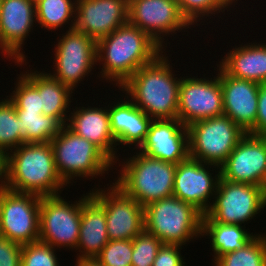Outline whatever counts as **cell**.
I'll return each instance as SVG.
<instances>
[{
    "instance_id": "cell-21",
    "label": "cell",
    "mask_w": 266,
    "mask_h": 266,
    "mask_svg": "<svg viewBox=\"0 0 266 266\" xmlns=\"http://www.w3.org/2000/svg\"><path fill=\"white\" fill-rule=\"evenodd\" d=\"M69 113L67 126L77 135L96 145L116 166L119 159L116 140L112 135L108 106L76 107ZM115 147V148H114Z\"/></svg>"
},
{
    "instance_id": "cell-16",
    "label": "cell",
    "mask_w": 266,
    "mask_h": 266,
    "mask_svg": "<svg viewBox=\"0 0 266 266\" xmlns=\"http://www.w3.org/2000/svg\"><path fill=\"white\" fill-rule=\"evenodd\" d=\"M220 177L219 166L188 157L176 164L173 196L205 214L212 205Z\"/></svg>"
},
{
    "instance_id": "cell-23",
    "label": "cell",
    "mask_w": 266,
    "mask_h": 266,
    "mask_svg": "<svg viewBox=\"0 0 266 266\" xmlns=\"http://www.w3.org/2000/svg\"><path fill=\"white\" fill-rule=\"evenodd\" d=\"M82 194L79 238L75 252L77 259H94L110 241L107 235L104 208L91 196Z\"/></svg>"
},
{
    "instance_id": "cell-13",
    "label": "cell",
    "mask_w": 266,
    "mask_h": 266,
    "mask_svg": "<svg viewBox=\"0 0 266 266\" xmlns=\"http://www.w3.org/2000/svg\"><path fill=\"white\" fill-rule=\"evenodd\" d=\"M94 186L90 194L105 210L109 240H133L145 229L144 207L134 198L113 183L107 188Z\"/></svg>"
},
{
    "instance_id": "cell-8",
    "label": "cell",
    "mask_w": 266,
    "mask_h": 266,
    "mask_svg": "<svg viewBox=\"0 0 266 266\" xmlns=\"http://www.w3.org/2000/svg\"><path fill=\"white\" fill-rule=\"evenodd\" d=\"M266 207L260 186L231 182L220 177L211 207L202 222L241 225L254 219Z\"/></svg>"
},
{
    "instance_id": "cell-9",
    "label": "cell",
    "mask_w": 266,
    "mask_h": 266,
    "mask_svg": "<svg viewBox=\"0 0 266 266\" xmlns=\"http://www.w3.org/2000/svg\"><path fill=\"white\" fill-rule=\"evenodd\" d=\"M60 35L52 57L55 70L49 74L74 92L97 65V41L74 29Z\"/></svg>"
},
{
    "instance_id": "cell-15",
    "label": "cell",
    "mask_w": 266,
    "mask_h": 266,
    "mask_svg": "<svg viewBox=\"0 0 266 266\" xmlns=\"http://www.w3.org/2000/svg\"><path fill=\"white\" fill-rule=\"evenodd\" d=\"M34 25H36V13L35 3L32 0L1 1L0 53L4 58H11L15 61V65L23 67L25 63L27 66L23 45L30 35L29 32L35 28Z\"/></svg>"
},
{
    "instance_id": "cell-38",
    "label": "cell",
    "mask_w": 266,
    "mask_h": 266,
    "mask_svg": "<svg viewBox=\"0 0 266 266\" xmlns=\"http://www.w3.org/2000/svg\"><path fill=\"white\" fill-rule=\"evenodd\" d=\"M256 135L266 136V83L259 87Z\"/></svg>"
},
{
    "instance_id": "cell-20",
    "label": "cell",
    "mask_w": 266,
    "mask_h": 266,
    "mask_svg": "<svg viewBox=\"0 0 266 266\" xmlns=\"http://www.w3.org/2000/svg\"><path fill=\"white\" fill-rule=\"evenodd\" d=\"M224 115L246 133L256 135V116L260 84L228 75L220 67Z\"/></svg>"
},
{
    "instance_id": "cell-37",
    "label": "cell",
    "mask_w": 266,
    "mask_h": 266,
    "mask_svg": "<svg viewBox=\"0 0 266 266\" xmlns=\"http://www.w3.org/2000/svg\"><path fill=\"white\" fill-rule=\"evenodd\" d=\"M22 245L0 236V266H21Z\"/></svg>"
},
{
    "instance_id": "cell-32",
    "label": "cell",
    "mask_w": 266,
    "mask_h": 266,
    "mask_svg": "<svg viewBox=\"0 0 266 266\" xmlns=\"http://www.w3.org/2000/svg\"><path fill=\"white\" fill-rule=\"evenodd\" d=\"M15 87L9 96H6L16 110L42 112L41 95L38 90L20 73L17 75Z\"/></svg>"
},
{
    "instance_id": "cell-4",
    "label": "cell",
    "mask_w": 266,
    "mask_h": 266,
    "mask_svg": "<svg viewBox=\"0 0 266 266\" xmlns=\"http://www.w3.org/2000/svg\"><path fill=\"white\" fill-rule=\"evenodd\" d=\"M135 154V155H134ZM124 162L118 179L112 182L124 194L146 205L173 195L176 164L152 158L136 151Z\"/></svg>"
},
{
    "instance_id": "cell-34",
    "label": "cell",
    "mask_w": 266,
    "mask_h": 266,
    "mask_svg": "<svg viewBox=\"0 0 266 266\" xmlns=\"http://www.w3.org/2000/svg\"><path fill=\"white\" fill-rule=\"evenodd\" d=\"M56 248L40 240L22 245L21 266H61Z\"/></svg>"
},
{
    "instance_id": "cell-27",
    "label": "cell",
    "mask_w": 266,
    "mask_h": 266,
    "mask_svg": "<svg viewBox=\"0 0 266 266\" xmlns=\"http://www.w3.org/2000/svg\"><path fill=\"white\" fill-rule=\"evenodd\" d=\"M76 0H39L35 3L36 23L44 30L63 29L70 25L68 31L74 28ZM71 20V21H70Z\"/></svg>"
},
{
    "instance_id": "cell-3",
    "label": "cell",
    "mask_w": 266,
    "mask_h": 266,
    "mask_svg": "<svg viewBox=\"0 0 266 266\" xmlns=\"http://www.w3.org/2000/svg\"><path fill=\"white\" fill-rule=\"evenodd\" d=\"M66 186L57 173L50 142L23 143L8 153L7 189L47 197L61 194Z\"/></svg>"
},
{
    "instance_id": "cell-24",
    "label": "cell",
    "mask_w": 266,
    "mask_h": 266,
    "mask_svg": "<svg viewBox=\"0 0 266 266\" xmlns=\"http://www.w3.org/2000/svg\"><path fill=\"white\" fill-rule=\"evenodd\" d=\"M235 47V48H234ZM218 64L228 75L258 84L266 83V44L246 43L233 46Z\"/></svg>"
},
{
    "instance_id": "cell-26",
    "label": "cell",
    "mask_w": 266,
    "mask_h": 266,
    "mask_svg": "<svg viewBox=\"0 0 266 266\" xmlns=\"http://www.w3.org/2000/svg\"><path fill=\"white\" fill-rule=\"evenodd\" d=\"M245 228V225L202 222L201 236H207L210 239V246L214 252L212 263L221 255L242 248L257 235Z\"/></svg>"
},
{
    "instance_id": "cell-31",
    "label": "cell",
    "mask_w": 266,
    "mask_h": 266,
    "mask_svg": "<svg viewBox=\"0 0 266 266\" xmlns=\"http://www.w3.org/2000/svg\"><path fill=\"white\" fill-rule=\"evenodd\" d=\"M237 1V2H236ZM181 14L187 19V21L192 25H200L197 22H205V18L215 17L216 14L219 15L225 12V10L230 11V7L233 8L237 5L238 0H177ZM235 3V4H234ZM233 5V6H231ZM229 10H228V9ZM206 16V17H205Z\"/></svg>"
},
{
    "instance_id": "cell-33",
    "label": "cell",
    "mask_w": 266,
    "mask_h": 266,
    "mask_svg": "<svg viewBox=\"0 0 266 266\" xmlns=\"http://www.w3.org/2000/svg\"><path fill=\"white\" fill-rule=\"evenodd\" d=\"M162 242L145 229L133 239L131 266H152Z\"/></svg>"
},
{
    "instance_id": "cell-40",
    "label": "cell",
    "mask_w": 266,
    "mask_h": 266,
    "mask_svg": "<svg viewBox=\"0 0 266 266\" xmlns=\"http://www.w3.org/2000/svg\"><path fill=\"white\" fill-rule=\"evenodd\" d=\"M74 266H102L95 258L94 259H76Z\"/></svg>"
},
{
    "instance_id": "cell-1",
    "label": "cell",
    "mask_w": 266,
    "mask_h": 266,
    "mask_svg": "<svg viewBox=\"0 0 266 266\" xmlns=\"http://www.w3.org/2000/svg\"><path fill=\"white\" fill-rule=\"evenodd\" d=\"M163 51L144 31L125 23L97 41V63L102 65L97 77L120 88Z\"/></svg>"
},
{
    "instance_id": "cell-6",
    "label": "cell",
    "mask_w": 266,
    "mask_h": 266,
    "mask_svg": "<svg viewBox=\"0 0 266 266\" xmlns=\"http://www.w3.org/2000/svg\"><path fill=\"white\" fill-rule=\"evenodd\" d=\"M203 215L192 204L172 195L144 207L145 230L163 244L186 246L187 242L202 238Z\"/></svg>"
},
{
    "instance_id": "cell-36",
    "label": "cell",
    "mask_w": 266,
    "mask_h": 266,
    "mask_svg": "<svg viewBox=\"0 0 266 266\" xmlns=\"http://www.w3.org/2000/svg\"><path fill=\"white\" fill-rule=\"evenodd\" d=\"M183 245L162 244L159 248L152 266H187L182 257L181 250Z\"/></svg>"
},
{
    "instance_id": "cell-10",
    "label": "cell",
    "mask_w": 266,
    "mask_h": 266,
    "mask_svg": "<svg viewBox=\"0 0 266 266\" xmlns=\"http://www.w3.org/2000/svg\"><path fill=\"white\" fill-rule=\"evenodd\" d=\"M61 194L41 197L39 240L53 248L76 249L81 221L82 195L73 203Z\"/></svg>"
},
{
    "instance_id": "cell-11",
    "label": "cell",
    "mask_w": 266,
    "mask_h": 266,
    "mask_svg": "<svg viewBox=\"0 0 266 266\" xmlns=\"http://www.w3.org/2000/svg\"><path fill=\"white\" fill-rule=\"evenodd\" d=\"M128 22L144 31L163 50L168 44L165 37L168 40L170 34L183 29L187 32L192 26L181 14L177 0H128Z\"/></svg>"
},
{
    "instance_id": "cell-25",
    "label": "cell",
    "mask_w": 266,
    "mask_h": 266,
    "mask_svg": "<svg viewBox=\"0 0 266 266\" xmlns=\"http://www.w3.org/2000/svg\"><path fill=\"white\" fill-rule=\"evenodd\" d=\"M21 74L41 95L42 113L57 118L63 125H67L69 119L68 112L71 111L69 109L71 108L73 91L68 86L54 79L45 70L40 72L30 68V70L21 71Z\"/></svg>"
},
{
    "instance_id": "cell-7",
    "label": "cell",
    "mask_w": 266,
    "mask_h": 266,
    "mask_svg": "<svg viewBox=\"0 0 266 266\" xmlns=\"http://www.w3.org/2000/svg\"><path fill=\"white\" fill-rule=\"evenodd\" d=\"M187 128L189 157L219 167L246 134L226 115L199 120Z\"/></svg>"
},
{
    "instance_id": "cell-30",
    "label": "cell",
    "mask_w": 266,
    "mask_h": 266,
    "mask_svg": "<svg viewBox=\"0 0 266 266\" xmlns=\"http://www.w3.org/2000/svg\"><path fill=\"white\" fill-rule=\"evenodd\" d=\"M23 144V132L14 104L6 97L0 100V148L7 153Z\"/></svg>"
},
{
    "instance_id": "cell-22",
    "label": "cell",
    "mask_w": 266,
    "mask_h": 266,
    "mask_svg": "<svg viewBox=\"0 0 266 266\" xmlns=\"http://www.w3.org/2000/svg\"><path fill=\"white\" fill-rule=\"evenodd\" d=\"M108 105L112 135L116 144L137 150L144 142L153 119L138 108L126 95ZM114 104V105H113ZM113 105V106H112Z\"/></svg>"
},
{
    "instance_id": "cell-28",
    "label": "cell",
    "mask_w": 266,
    "mask_h": 266,
    "mask_svg": "<svg viewBox=\"0 0 266 266\" xmlns=\"http://www.w3.org/2000/svg\"><path fill=\"white\" fill-rule=\"evenodd\" d=\"M20 119L23 143L50 142L63 128V124L52 116L42 112L16 110Z\"/></svg>"
},
{
    "instance_id": "cell-14",
    "label": "cell",
    "mask_w": 266,
    "mask_h": 266,
    "mask_svg": "<svg viewBox=\"0 0 266 266\" xmlns=\"http://www.w3.org/2000/svg\"><path fill=\"white\" fill-rule=\"evenodd\" d=\"M212 78L182 77L179 87L177 118L185 125L224 115L223 96L220 84V66Z\"/></svg>"
},
{
    "instance_id": "cell-18",
    "label": "cell",
    "mask_w": 266,
    "mask_h": 266,
    "mask_svg": "<svg viewBox=\"0 0 266 266\" xmlns=\"http://www.w3.org/2000/svg\"><path fill=\"white\" fill-rule=\"evenodd\" d=\"M128 23V0H76L74 30L98 41Z\"/></svg>"
},
{
    "instance_id": "cell-35",
    "label": "cell",
    "mask_w": 266,
    "mask_h": 266,
    "mask_svg": "<svg viewBox=\"0 0 266 266\" xmlns=\"http://www.w3.org/2000/svg\"><path fill=\"white\" fill-rule=\"evenodd\" d=\"M133 240H110L95 258L102 266H131Z\"/></svg>"
},
{
    "instance_id": "cell-19",
    "label": "cell",
    "mask_w": 266,
    "mask_h": 266,
    "mask_svg": "<svg viewBox=\"0 0 266 266\" xmlns=\"http://www.w3.org/2000/svg\"><path fill=\"white\" fill-rule=\"evenodd\" d=\"M137 151L178 164L189 157L188 128L178 118L153 119L146 138Z\"/></svg>"
},
{
    "instance_id": "cell-17",
    "label": "cell",
    "mask_w": 266,
    "mask_h": 266,
    "mask_svg": "<svg viewBox=\"0 0 266 266\" xmlns=\"http://www.w3.org/2000/svg\"><path fill=\"white\" fill-rule=\"evenodd\" d=\"M266 173V136L246 133L220 166L222 179L261 186Z\"/></svg>"
},
{
    "instance_id": "cell-5",
    "label": "cell",
    "mask_w": 266,
    "mask_h": 266,
    "mask_svg": "<svg viewBox=\"0 0 266 266\" xmlns=\"http://www.w3.org/2000/svg\"><path fill=\"white\" fill-rule=\"evenodd\" d=\"M58 175L67 185L74 178L94 179L116 169L114 163L92 142L73 132L67 125L50 141ZM110 169V170H109ZM101 174V175H100Z\"/></svg>"
},
{
    "instance_id": "cell-12",
    "label": "cell",
    "mask_w": 266,
    "mask_h": 266,
    "mask_svg": "<svg viewBox=\"0 0 266 266\" xmlns=\"http://www.w3.org/2000/svg\"><path fill=\"white\" fill-rule=\"evenodd\" d=\"M41 197L0 190V236L20 245L39 240Z\"/></svg>"
},
{
    "instance_id": "cell-41",
    "label": "cell",
    "mask_w": 266,
    "mask_h": 266,
    "mask_svg": "<svg viewBox=\"0 0 266 266\" xmlns=\"http://www.w3.org/2000/svg\"><path fill=\"white\" fill-rule=\"evenodd\" d=\"M260 187H261V189H262V191H263V194H264V196H265V198H266V173H265V176H264V178H263V181H262Z\"/></svg>"
},
{
    "instance_id": "cell-39",
    "label": "cell",
    "mask_w": 266,
    "mask_h": 266,
    "mask_svg": "<svg viewBox=\"0 0 266 266\" xmlns=\"http://www.w3.org/2000/svg\"><path fill=\"white\" fill-rule=\"evenodd\" d=\"M8 153L0 148V190L7 186Z\"/></svg>"
},
{
    "instance_id": "cell-2",
    "label": "cell",
    "mask_w": 266,
    "mask_h": 266,
    "mask_svg": "<svg viewBox=\"0 0 266 266\" xmlns=\"http://www.w3.org/2000/svg\"><path fill=\"white\" fill-rule=\"evenodd\" d=\"M166 52L169 51L164 50L151 63L140 67L118 89L152 119L177 118L182 76L174 77Z\"/></svg>"
},
{
    "instance_id": "cell-29",
    "label": "cell",
    "mask_w": 266,
    "mask_h": 266,
    "mask_svg": "<svg viewBox=\"0 0 266 266\" xmlns=\"http://www.w3.org/2000/svg\"><path fill=\"white\" fill-rule=\"evenodd\" d=\"M260 233L242 248L218 257L214 266H266V233Z\"/></svg>"
}]
</instances>
